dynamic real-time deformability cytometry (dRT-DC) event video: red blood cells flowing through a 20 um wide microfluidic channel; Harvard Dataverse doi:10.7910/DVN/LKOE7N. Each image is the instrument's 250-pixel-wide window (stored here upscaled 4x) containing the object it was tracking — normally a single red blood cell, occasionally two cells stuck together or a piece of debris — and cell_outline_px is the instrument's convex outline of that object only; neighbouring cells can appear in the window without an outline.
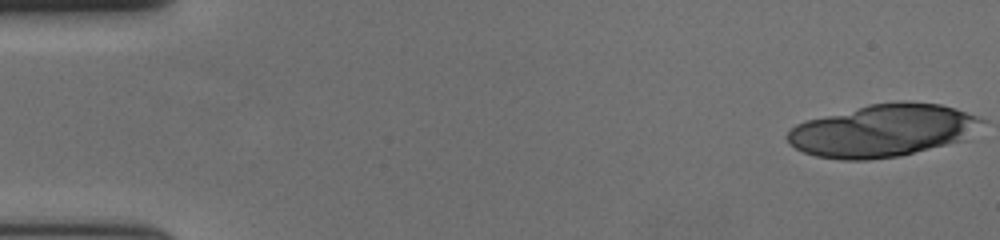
{"species": "human", "species_latin": "Homo sapiens", "temperature_condition": "cold", "stored_images_in_passage": 42, "camera_frame_rate_fps": 3000, "um_per_image_px": 0.085, "donor": {"sex": "female"}, "frame": {"image": 1, "passage_image": 1, "time_ms": 0.0, "image_size_px": [1000, 240], "cell_outline_px": [[984, 120], [964, 140], [900, 156], [868, 160], [840, 160], [816, 156], [804, 152], [796, 148], [784, 136], [796, 124], [808, 120], [868, 104], [940, 104], [956, 108], [976, 116]], "centroid_in_image_um": [74.99, 11.14], "position_along_channel_um": 10.0, "area_um2": 58.09}}
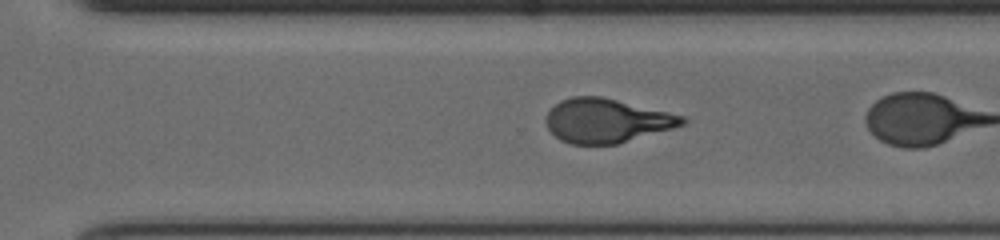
{"frame": {"image": 2, "passage_image": 38, "time_ms": 12.333, "image_size_px": [1000, 240], "cell_outline_px": [[688, 120], [684, 124], [672, 128], [616, 144], [572, 144], [560, 140], [548, 128], [544, 120], [548, 112], [560, 100], [572, 96], [600, 96], [668, 112], [684, 116]], "centroid_in_image_um": [51.53, 10.25], "position_along_channel_um": 319.1, "area_um2": 34.62}}